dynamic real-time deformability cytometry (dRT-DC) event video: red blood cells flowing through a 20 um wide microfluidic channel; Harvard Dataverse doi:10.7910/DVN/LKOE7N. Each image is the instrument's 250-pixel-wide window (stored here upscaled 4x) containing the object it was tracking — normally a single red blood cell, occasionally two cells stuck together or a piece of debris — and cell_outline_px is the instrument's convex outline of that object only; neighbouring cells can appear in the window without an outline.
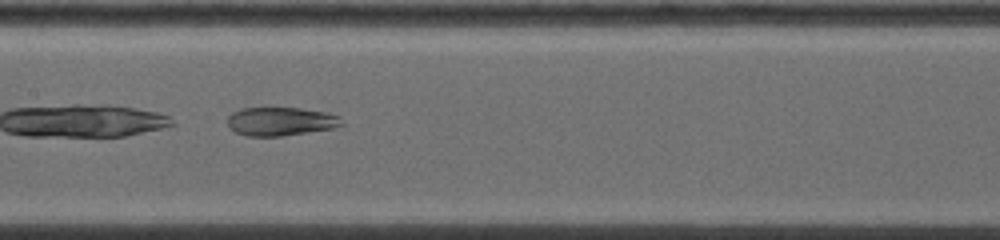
{"species": "common noctule bat (a hibernating species)", "species_latin": "Nyctalus noctula", "temperature_condition": "warm", "stored_images_in_passage": 29, "camera_frame_rate_fps": 5000, "um_per_image_px": 0.085, "animal": {"sex": "female", "body_mass_g": 19.0, "forearm_length_mm": 53.3}, "frame": {"image": 1, "passage_image": 28, "time_ms": 3.4, "image_size_px": [1000, 240], "cell_outline_px": [[344, 124], [332, 128], [280, 136], [248, 136], [236, 132], [228, 124], [228, 116], [232, 112], [240, 108], [300, 108], [328, 112], [340, 116]], "centroid_in_image_um": [23.87, 10.3], "position_along_channel_um": 183.5, "area_um2": 18.9}}